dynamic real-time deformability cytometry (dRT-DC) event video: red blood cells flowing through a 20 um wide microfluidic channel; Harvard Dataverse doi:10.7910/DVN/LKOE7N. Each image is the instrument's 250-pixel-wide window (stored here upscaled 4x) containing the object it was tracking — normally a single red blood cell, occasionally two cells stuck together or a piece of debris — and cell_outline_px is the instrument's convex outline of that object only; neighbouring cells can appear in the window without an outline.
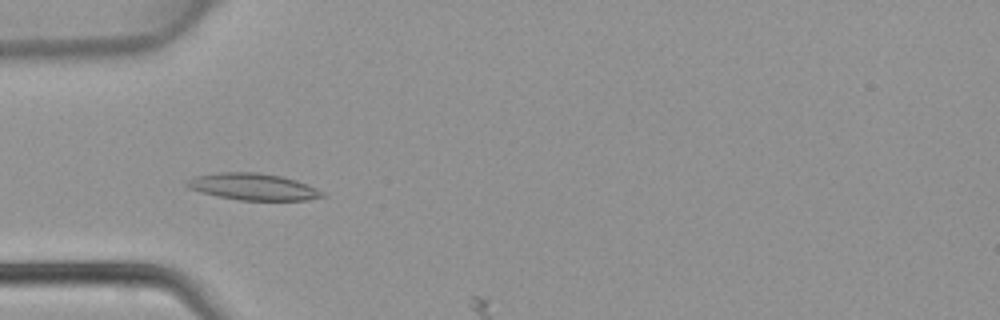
{"species": "common noctule bat (a hibernating species)", "species_latin": "Nyctalus noctula", "temperature_condition": "warm", "stored_images_in_passage": 4, "camera_frame_rate_fps": 3000, "um_per_image_px": 0.085, "animal": {"sex": "female", "body_mass_g": 22.7, "forearm_length_mm": 54.2}, "frame": {"image": 1, "passage_image": 4, "time_ms": 1.0, "image_size_px": [1000, 320], "cell_outline_px": [[328, 196], [308, 200], [240, 200], [216, 196], [188, 188], [184, 184], [192, 176], [220, 172], [256, 172], [280, 176], [296, 180], [308, 184], [324, 192]], "centroid_in_image_um": [21.52, 15.87], "position_along_channel_um": 63.5, "area_um2": 21.21}}